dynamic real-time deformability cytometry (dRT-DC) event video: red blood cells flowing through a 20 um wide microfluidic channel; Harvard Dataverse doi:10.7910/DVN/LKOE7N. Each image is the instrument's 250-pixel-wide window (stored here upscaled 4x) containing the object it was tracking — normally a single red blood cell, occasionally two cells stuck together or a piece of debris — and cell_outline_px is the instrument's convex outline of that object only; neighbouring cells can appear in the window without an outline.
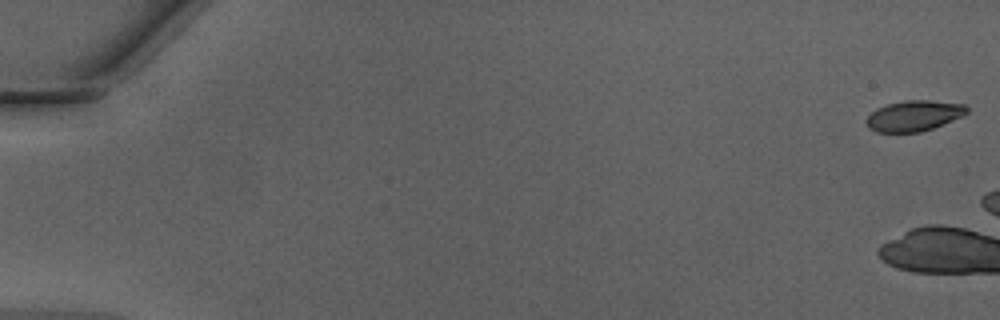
{"species": "Egyptian fruit bat (a non-hibernating species)", "species_latin": "Rousettus aegyptiacus", "temperature_condition": "warm", "stored_images_in_passage": 4, "camera_frame_rate_fps": 3000, "um_per_image_px": 0.085, "animal": {"sex": "male"}, "frame": {"image": 1, "passage_image": 1, "time_ms": 0.0, "image_size_px": [1000, 320], "cell_outline_px": [[968, 112], [964, 116], [932, 128], [920, 132], [876, 132], [868, 128], [864, 120], [876, 108], [888, 104], [904, 100], [928, 100], [964, 104], [968, 108]], "centroid_in_image_um": [77.67, 9.84], "position_along_channel_um": 7.3, "area_um2": 18.03}}